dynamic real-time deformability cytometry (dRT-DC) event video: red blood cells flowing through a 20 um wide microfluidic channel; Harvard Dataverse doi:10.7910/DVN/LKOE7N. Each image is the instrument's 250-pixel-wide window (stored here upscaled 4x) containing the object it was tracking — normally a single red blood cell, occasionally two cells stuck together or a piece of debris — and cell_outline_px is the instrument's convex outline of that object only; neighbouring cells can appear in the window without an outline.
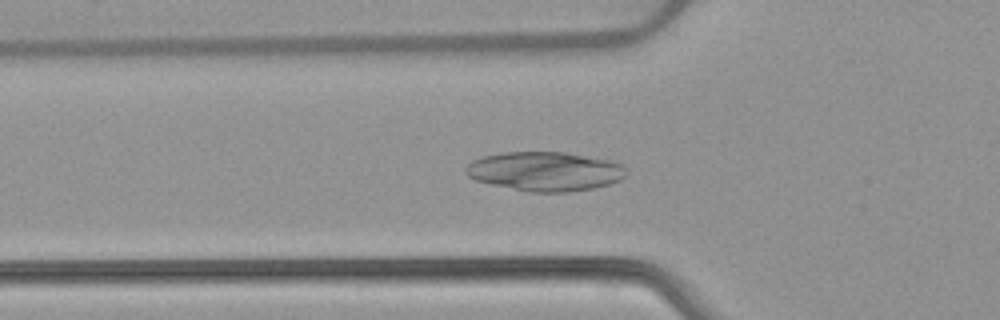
{"species": "common noctule bat (a hibernating species)", "species_latin": "Nyctalus noctula", "temperature_condition": "warm", "stored_images_in_passage": 52, "camera_frame_rate_fps": 3000, "um_per_image_px": 0.085, "animal": {"sex": "female", "body_mass_g": 22.7, "forearm_length_mm": 54.2}, "frame": {"image": 1, "passage_image": 17, "time_ms": 5.333, "image_size_px": [1000, 320], "cell_outline_px": [[628, 172], [620, 180], [608, 184], [592, 188], [568, 192], [532, 192], [492, 184], [476, 180], [468, 176], [464, 172], [464, 168], [472, 160], [484, 156], [504, 152], [564, 152], [608, 160], [624, 164]], "centroid_in_image_um": [46.33, 14.56], "position_along_channel_um": 79.5, "area_um2": 36.53}}
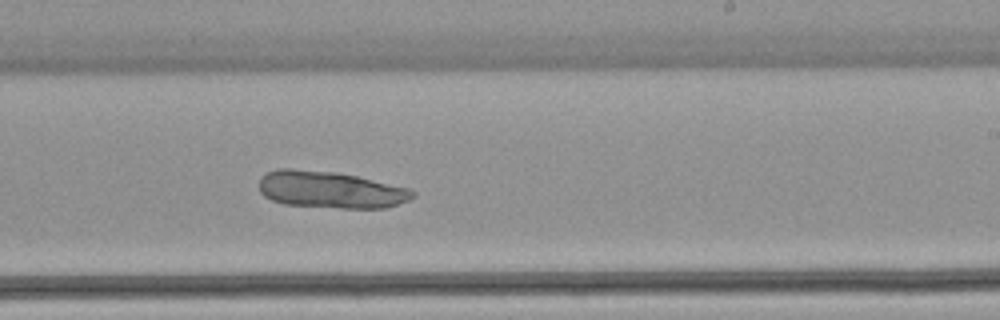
{"frame": {"image": 2, "passage_image": 31, "time_ms": 10.0, "image_size_px": [1000, 320], "cell_outline_px": [[416, 196], [408, 200], [384, 208], [340, 208], [284, 204], [272, 200], [264, 196], [260, 192], [260, 176], [264, 172], [276, 168], [292, 168], [336, 172], [356, 176], [408, 188], [416, 192]], "centroid_in_image_um": [28.03, 16.11], "position_along_channel_um": 261.0, "area_um2": 33.12}}
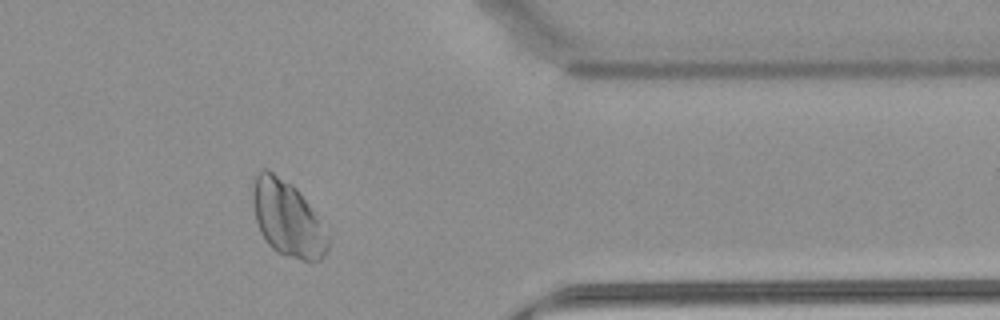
{"frame": {"image": 3, "passage_image": 42, "time_ms": 13.667, "image_size_px": [1000, 320], "cell_outline_px": [[328, 252], [320, 260], [304, 260], [284, 256], [276, 252], [268, 244], [260, 232], [256, 220], [252, 200], [252, 188], [256, 176], [264, 168], [268, 168], [292, 184], [296, 188], [308, 204], [328, 240]], "centroid_in_image_um": [24.38, 18.58], "position_along_channel_um": 387.0, "area_um2": 32.48}}